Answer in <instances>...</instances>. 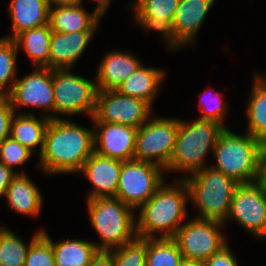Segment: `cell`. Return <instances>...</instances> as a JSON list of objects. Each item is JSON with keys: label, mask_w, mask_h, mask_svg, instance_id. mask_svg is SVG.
<instances>
[{"label": "cell", "mask_w": 266, "mask_h": 266, "mask_svg": "<svg viewBox=\"0 0 266 266\" xmlns=\"http://www.w3.org/2000/svg\"><path fill=\"white\" fill-rule=\"evenodd\" d=\"M94 153V131L69 120L50 119L44 136L40 166L45 173H69L81 170Z\"/></svg>", "instance_id": "obj_1"}, {"label": "cell", "mask_w": 266, "mask_h": 266, "mask_svg": "<svg viewBox=\"0 0 266 266\" xmlns=\"http://www.w3.org/2000/svg\"><path fill=\"white\" fill-rule=\"evenodd\" d=\"M179 181V188L162 184L154 195L140 207L142 210L136 223L137 237L154 238L153 233L157 231L163 232L160 238L174 237L182 226L180 222L187 216L185 205L186 198L189 196L185 181L183 179Z\"/></svg>", "instance_id": "obj_2"}, {"label": "cell", "mask_w": 266, "mask_h": 266, "mask_svg": "<svg viewBox=\"0 0 266 266\" xmlns=\"http://www.w3.org/2000/svg\"><path fill=\"white\" fill-rule=\"evenodd\" d=\"M265 146L263 142L249 134L240 136L225 128L214 147L213 153L217 165L212 167L239 184L256 182L259 179Z\"/></svg>", "instance_id": "obj_3"}, {"label": "cell", "mask_w": 266, "mask_h": 266, "mask_svg": "<svg viewBox=\"0 0 266 266\" xmlns=\"http://www.w3.org/2000/svg\"><path fill=\"white\" fill-rule=\"evenodd\" d=\"M92 226L101 238L96 244L99 252H109L131 242L137 237L133 208L117 197L88 200Z\"/></svg>", "instance_id": "obj_4"}, {"label": "cell", "mask_w": 266, "mask_h": 266, "mask_svg": "<svg viewBox=\"0 0 266 266\" xmlns=\"http://www.w3.org/2000/svg\"><path fill=\"white\" fill-rule=\"evenodd\" d=\"M192 175L183 180L187 185L189 197L201 212L199 219L225 223L235 188L239 183L212 166H204Z\"/></svg>", "instance_id": "obj_5"}, {"label": "cell", "mask_w": 266, "mask_h": 266, "mask_svg": "<svg viewBox=\"0 0 266 266\" xmlns=\"http://www.w3.org/2000/svg\"><path fill=\"white\" fill-rule=\"evenodd\" d=\"M225 128L209 120L198 119L192 123L180 120L175 147L165 170H185L192 174L202 170L206 153L210 148L214 150Z\"/></svg>", "instance_id": "obj_6"}, {"label": "cell", "mask_w": 266, "mask_h": 266, "mask_svg": "<svg viewBox=\"0 0 266 266\" xmlns=\"http://www.w3.org/2000/svg\"><path fill=\"white\" fill-rule=\"evenodd\" d=\"M178 128V119H148L137 129L134 159L154 163L165 170L175 147Z\"/></svg>", "instance_id": "obj_7"}, {"label": "cell", "mask_w": 266, "mask_h": 266, "mask_svg": "<svg viewBox=\"0 0 266 266\" xmlns=\"http://www.w3.org/2000/svg\"><path fill=\"white\" fill-rule=\"evenodd\" d=\"M162 169L150 162L123 161L116 197L134 210L141 207L163 184Z\"/></svg>", "instance_id": "obj_8"}, {"label": "cell", "mask_w": 266, "mask_h": 266, "mask_svg": "<svg viewBox=\"0 0 266 266\" xmlns=\"http://www.w3.org/2000/svg\"><path fill=\"white\" fill-rule=\"evenodd\" d=\"M68 70H52L54 112L74 115L87 111L90 117H93L98 93L97 84L71 74Z\"/></svg>", "instance_id": "obj_9"}, {"label": "cell", "mask_w": 266, "mask_h": 266, "mask_svg": "<svg viewBox=\"0 0 266 266\" xmlns=\"http://www.w3.org/2000/svg\"><path fill=\"white\" fill-rule=\"evenodd\" d=\"M224 223L194 219L182 224L173 239L178 245L183 258L206 261L214 253L225 246L226 240L222 236L220 227Z\"/></svg>", "instance_id": "obj_10"}, {"label": "cell", "mask_w": 266, "mask_h": 266, "mask_svg": "<svg viewBox=\"0 0 266 266\" xmlns=\"http://www.w3.org/2000/svg\"><path fill=\"white\" fill-rule=\"evenodd\" d=\"M150 109L151 105L146 101L125 96L117 90L98 91L92 120L138 129L148 120Z\"/></svg>", "instance_id": "obj_11"}, {"label": "cell", "mask_w": 266, "mask_h": 266, "mask_svg": "<svg viewBox=\"0 0 266 266\" xmlns=\"http://www.w3.org/2000/svg\"><path fill=\"white\" fill-rule=\"evenodd\" d=\"M259 238L266 237V193L261 184H239L234 191L228 218Z\"/></svg>", "instance_id": "obj_12"}, {"label": "cell", "mask_w": 266, "mask_h": 266, "mask_svg": "<svg viewBox=\"0 0 266 266\" xmlns=\"http://www.w3.org/2000/svg\"><path fill=\"white\" fill-rule=\"evenodd\" d=\"M13 109L17 106L45 107L54 112V93L52 70L47 67H36V71L15 80L11 91L6 96Z\"/></svg>", "instance_id": "obj_13"}, {"label": "cell", "mask_w": 266, "mask_h": 266, "mask_svg": "<svg viewBox=\"0 0 266 266\" xmlns=\"http://www.w3.org/2000/svg\"><path fill=\"white\" fill-rule=\"evenodd\" d=\"M95 125L98 127L94 131L95 153L120 161L134 159L137 128L108 122H95Z\"/></svg>", "instance_id": "obj_14"}, {"label": "cell", "mask_w": 266, "mask_h": 266, "mask_svg": "<svg viewBox=\"0 0 266 266\" xmlns=\"http://www.w3.org/2000/svg\"><path fill=\"white\" fill-rule=\"evenodd\" d=\"M122 162L93 153L83 164L87 179L94 185V190L88 200L102 197H116Z\"/></svg>", "instance_id": "obj_15"}, {"label": "cell", "mask_w": 266, "mask_h": 266, "mask_svg": "<svg viewBox=\"0 0 266 266\" xmlns=\"http://www.w3.org/2000/svg\"><path fill=\"white\" fill-rule=\"evenodd\" d=\"M94 31L52 32L49 47V69H69L82 55Z\"/></svg>", "instance_id": "obj_16"}, {"label": "cell", "mask_w": 266, "mask_h": 266, "mask_svg": "<svg viewBox=\"0 0 266 266\" xmlns=\"http://www.w3.org/2000/svg\"><path fill=\"white\" fill-rule=\"evenodd\" d=\"M213 2L214 0H180L173 20L175 41L179 45L192 42Z\"/></svg>", "instance_id": "obj_17"}, {"label": "cell", "mask_w": 266, "mask_h": 266, "mask_svg": "<svg viewBox=\"0 0 266 266\" xmlns=\"http://www.w3.org/2000/svg\"><path fill=\"white\" fill-rule=\"evenodd\" d=\"M81 1L74 4L56 5L49 9V26L52 32L72 33L95 31L100 17L83 9Z\"/></svg>", "instance_id": "obj_18"}, {"label": "cell", "mask_w": 266, "mask_h": 266, "mask_svg": "<svg viewBox=\"0 0 266 266\" xmlns=\"http://www.w3.org/2000/svg\"><path fill=\"white\" fill-rule=\"evenodd\" d=\"M141 63L129 53L109 52L102 59L97 74L98 91L117 90Z\"/></svg>", "instance_id": "obj_19"}, {"label": "cell", "mask_w": 266, "mask_h": 266, "mask_svg": "<svg viewBox=\"0 0 266 266\" xmlns=\"http://www.w3.org/2000/svg\"><path fill=\"white\" fill-rule=\"evenodd\" d=\"M50 6L46 0H11L9 13L12 19L13 39L22 31L49 24Z\"/></svg>", "instance_id": "obj_20"}, {"label": "cell", "mask_w": 266, "mask_h": 266, "mask_svg": "<svg viewBox=\"0 0 266 266\" xmlns=\"http://www.w3.org/2000/svg\"><path fill=\"white\" fill-rule=\"evenodd\" d=\"M6 200L11 209L37 216L42 205V195L25 173L16 174L7 188Z\"/></svg>", "instance_id": "obj_21"}, {"label": "cell", "mask_w": 266, "mask_h": 266, "mask_svg": "<svg viewBox=\"0 0 266 266\" xmlns=\"http://www.w3.org/2000/svg\"><path fill=\"white\" fill-rule=\"evenodd\" d=\"M165 73L156 68H147L142 65L118 87L117 91L125 96L153 102L157 88Z\"/></svg>", "instance_id": "obj_22"}, {"label": "cell", "mask_w": 266, "mask_h": 266, "mask_svg": "<svg viewBox=\"0 0 266 266\" xmlns=\"http://www.w3.org/2000/svg\"><path fill=\"white\" fill-rule=\"evenodd\" d=\"M14 118L11 121L10 137L18 141L22 146L27 147L30 151L39 145L41 154L46 127L50 119L58 117L49 115L39 120L34 114H19L16 119Z\"/></svg>", "instance_id": "obj_23"}, {"label": "cell", "mask_w": 266, "mask_h": 266, "mask_svg": "<svg viewBox=\"0 0 266 266\" xmlns=\"http://www.w3.org/2000/svg\"><path fill=\"white\" fill-rule=\"evenodd\" d=\"M52 31L49 24L22 31L13 40L19 49L23 44V49L29 55L35 67L49 68V47Z\"/></svg>", "instance_id": "obj_24"}, {"label": "cell", "mask_w": 266, "mask_h": 266, "mask_svg": "<svg viewBox=\"0 0 266 266\" xmlns=\"http://www.w3.org/2000/svg\"><path fill=\"white\" fill-rule=\"evenodd\" d=\"M96 243L83 240H65L54 244L52 248L56 266H89L99 253Z\"/></svg>", "instance_id": "obj_25"}, {"label": "cell", "mask_w": 266, "mask_h": 266, "mask_svg": "<svg viewBox=\"0 0 266 266\" xmlns=\"http://www.w3.org/2000/svg\"><path fill=\"white\" fill-rule=\"evenodd\" d=\"M247 106V134L266 145V77L255 76L253 92Z\"/></svg>", "instance_id": "obj_26"}, {"label": "cell", "mask_w": 266, "mask_h": 266, "mask_svg": "<svg viewBox=\"0 0 266 266\" xmlns=\"http://www.w3.org/2000/svg\"><path fill=\"white\" fill-rule=\"evenodd\" d=\"M183 255L173 238L146 239V266H180Z\"/></svg>", "instance_id": "obj_27"}, {"label": "cell", "mask_w": 266, "mask_h": 266, "mask_svg": "<svg viewBox=\"0 0 266 266\" xmlns=\"http://www.w3.org/2000/svg\"><path fill=\"white\" fill-rule=\"evenodd\" d=\"M29 246L6 228H0V266H24Z\"/></svg>", "instance_id": "obj_28"}, {"label": "cell", "mask_w": 266, "mask_h": 266, "mask_svg": "<svg viewBox=\"0 0 266 266\" xmlns=\"http://www.w3.org/2000/svg\"><path fill=\"white\" fill-rule=\"evenodd\" d=\"M17 46L13 39H0V97L7 96L16 79ZM11 82L10 90L4 92L6 85Z\"/></svg>", "instance_id": "obj_29"}, {"label": "cell", "mask_w": 266, "mask_h": 266, "mask_svg": "<svg viewBox=\"0 0 266 266\" xmlns=\"http://www.w3.org/2000/svg\"><path fill=\"white\" fill-rule=\"evenodd\" d=\"M24 266H56L52 240L46 232L39 231L33 236Z\"/></svg>", "instance_id": "obj_30"}, {"label": "cell", "mask_w": 266, "mask_h": 266, "mask_svg": "<svg viewBox=\"0 0 266 266\" xmlns=\"http://www.w3.org/2000/svg\"><path fill=\"white\" fill-rule=\"evenodd\" d=\"M109 253L114 266H146V238L136 237Z\"/></svg>", "instance_id": "obj_31"}, {"label": "cell", "mask_w": 266, "mask_h": 266, "mask_svg": "<svg viewBox=\"0 0 266 266\" xmlns=\"http://www.w3.org/2000/svg\"><path fill=\"white\" fill-rule=\"evenodd\" d=\"M180 0H147L137 10L136 17H155L159 21L174 20Z\"/></svg>", "instance_id": "obj_32"}, {"label": "cell", "mask_w": 266, "mask_h": 266, "mask_svg": "<svg viewBox=\"0 0 266 266\" xmlns=\"http://www.w3.org/2000/svg\"><path fill=\"white\" fill-rule=\"evenodd\" d=\"M32 152L27 147L22 146L18 141L8 137L0 145V163L5 164L13 171V167L24 164Z\"/></svg>", "instance_id": "obj_33"}, {"label": "cell", "mask_w": 266, "mask_h": 266, "mask_svg": "<svg viewBox=\"0 0 266 266\" xmlns=\"http://www.w3.org/2000/svg\"><path fill=\"white\" fill-rule=\"evenodd\" d=\"M136 22L146 29H154L163 33L164 38L168 41L170 48L175 49V47L180 46L175 41V33L173 29L172 21H159L155 17H136Z\"/></svg>", "instance_id": "obj_34"}, {"label": "cell", "mask_w": 266, "mask_h": 266, "mask_svg": "<svg viewBox=\"0 0 266 266\" xmlns=\"http://www.w3.org/2000/svg\"><path fill=\"white\" fill-rule=\"evenodd\" d=\"M216 97H208V100L205 102V104H201L203 108L204 115L200 118L202 120H209V121H214L216 123H219L220 125H223V118L226 112V107L224 104H222V100L220 98V93L217 92ZM213 96V95H212ZM203 99H201L200 102H202ZM212 102V104H211ZM212 106H210V104ZM210 106V107H208Z\"/></svg>", "instance_id": "obj_35"}, {"label": "cell", "mask_w": 266, "mask_h": 266, "mask_svg": "<svg viewBox=\"0 0 266 266\" xmlns=\"http://www.w3.org/2000/svg\"><path fill=\"white\" fill-rule=\"evenodd\" d=\"M14 115L15 110L9 99L6 96L0 97V145L10 137L11 121Z\"/></svg>", "instance_id": "obj_36"}, {"label": "cell", "mask_w": 266, "mask_h": 266, "mask_svg": "<svg viewBox=\"0 0 266 266\" xmlns=\"http://www.w3.org/2000/svg\"><path fill=\"white\" fill-rule=\"evenodd\" d=\"M236 263L227 244L205 261L206 266H237Z\"/></svg>", "instance_id": "obj_37"}, {"label": "cell", "mask_w": 266, "mask_h": 266, "mask_svg": "<svg viewBox=\"0 0 266 266\" xmlns=\"http://www.w3.org/2000/svg\"><path fill=\"white\" fill-rule=\"evenodd\" d=\"M17 173H14L9 167L5 164L0 163V197L5 196L7 188L11 184L12 178Z\"/></svg>", "instance_id": "obj_38"}, {"label": "cell", "mask_w": 266, "mask_h": 266, "mask_svg": "<svg viewBox=\"0 0 266 266\" xmlns=\"http://www.w3.org/2000/svg\"><path fill=\"white\" fill-rule=\"evenodd\" d=\"M89 266H114L113 257L109 252H99Z\"/></svg>", "instance_id": "obj_39"}, {"label": "cell", "mask_w": 266, "mask_h": 266, "mask_svg": "<svg viewBox=\"0 0 266 266\" xmlns=\"http://www.w3.org/2000/svg\"><path fill=\"white\" fill-rule=\"evenodd\" d=\"M258 182L261 184L263 190L266 193V146L263 150V154L261 158Z\"/></svg>", "instance_id": "obj_40"}, {"label": "cell", "mask_w": 266, "mask_h": 266, "mask_svg": "<svg viewBox=\"0 0 266 266\" xmlns=\"http://www.w3.org/2000/svg\"><path fill=\"white\" fill-rule=\"evenodd\" d=\"M94 1L98 2V5L94 10V13L97 14L99 17H101L103 14H105L107 6L110 3V0H94Z\"/></svg>", "instance_id": "obj_41"}, {"label": "cell", "mask_w": 266, "mask_h": 266, "mask_svg": "<svg viewBox=\"0 0 266 266\" xmlns=\"http://www.w3.org/2000/svg\"><path fill=\"white\" fill-rule=\"evenodd\" d=\"M180 266H206L204 261L183 258Z\"/></svg>", "instance_id": "obj_42"}, {"label": "cell", "mask_w": 266, "mask_h": 266, "mask_svg": "<svg viewBox=\"0 0 266 266\" xmlns=\"http://www.w3.org/2000/svg\"><path fill=\"white\" fill-rule=\"evenodd\" d=\"M50 7H52V4L55 5H65V4H74L77 2H80L82 0H46Z\"/></svg>", "instance_id": "obj_43"}, {"label": "cell", "mask_w": 266, "mask_h": 266, "mask_svg": "<svg viewBox=\"0 0 266 266\" xmlns=\"http://www.w3.org/2000/svg\"><path fill=\"white\" fill-rule=\"evenodd\" d=\"M147 0H137L134 5H135V11L144 3L146 2Z\"/></svg>", "instance_id": "obj_44"}]
</instances>
